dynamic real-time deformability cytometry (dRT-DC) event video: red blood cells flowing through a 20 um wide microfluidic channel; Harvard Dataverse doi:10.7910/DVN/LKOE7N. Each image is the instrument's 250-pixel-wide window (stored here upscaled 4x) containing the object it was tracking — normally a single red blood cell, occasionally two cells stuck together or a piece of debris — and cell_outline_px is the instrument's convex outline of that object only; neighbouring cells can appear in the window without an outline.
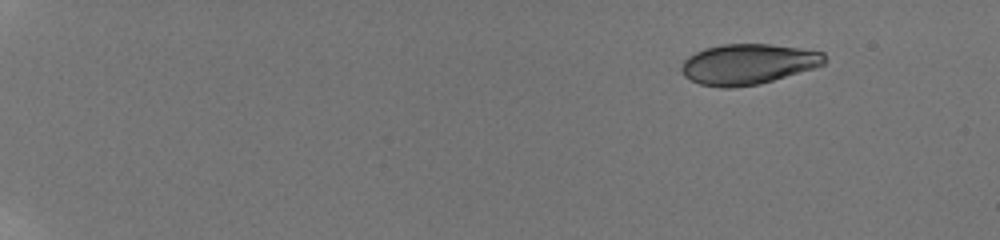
{"species": "human", "species_latin": "Homo sapiens", "temperature_condition": "room temperature", "stored_images_in_passage": 63, "camera_frame_rate_fps": 3000, "um_per_image_px": 0.085, "donor": {"sex": "male"}, "frame": {"image": 1, "passage_image": 1, "time_ms": 0.0, "image_size_px": [1000, 240], "cell_outline_px": [[828, 60], [824, 64], [812, 68], [760, 84], [732, 88], [720, 88], [700, 84], [684, 76], [680, 68], [684, 60], [688, 56], [704, 48], [720, 44], [768, 44], [800, 48], [824, 52]], "centroid_in_image_um": [63.57, 5.45], "position_along_channel_um": 21.4, "area_um2": 33.81}}
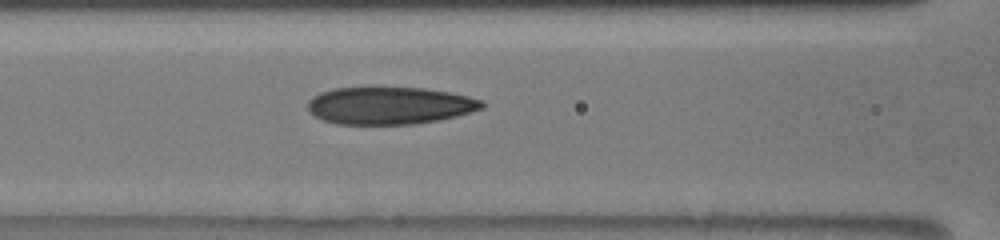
{"frame": {"image": 2, "passage_image": 24, "time_ms": 7.333, "image_size_px": [1000, 240], "cell_outline_px": [[484, 108], [456, 116], [436, 120], [412, 124], [336, 124], [324, 120], [316, 116], [308, 108], [308, 100], [312, 96], [320, 92], [332, 88], [424, 88], [448, 92], [468, 96], [484, 100]], "centroid_in_image_um": [33.12, 8.97], "position_along_channel_um": 133.5, "area_um2": 37.74}}
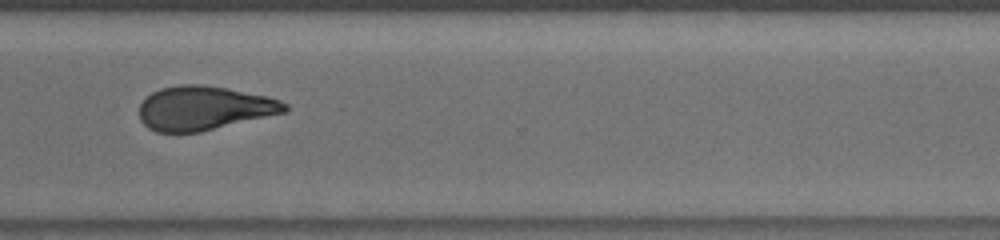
{"frame": {"image": 3, "passage_image": 52, "time_ms": 13.0, "image_size_px": [1000, 240], "cell_outline_px": [[288, 108], [284, 112], [200, 132], [156, 132], [148, 128], [140, 120], [140, 104], [152, 92], [160, 88], [180, 84], [204, 84], [268, 96], [280, 100], [288, 104]], "centroid_in_image_um": [17.32, 9.18], "position_along_channel_um": 353.3, "area_um2": 37.17}, "authors_computed_cell_mechanics": {"area_um2": 37.7434, "velocity_mm_per_s": 3.8854, "shape_relaxation_time_tau1_ms": null, "shape_relaxation_time_tau2_ms": 3.1493, "deformation_change_tau1": null, "deformation_change_tau2": 0.0922}}